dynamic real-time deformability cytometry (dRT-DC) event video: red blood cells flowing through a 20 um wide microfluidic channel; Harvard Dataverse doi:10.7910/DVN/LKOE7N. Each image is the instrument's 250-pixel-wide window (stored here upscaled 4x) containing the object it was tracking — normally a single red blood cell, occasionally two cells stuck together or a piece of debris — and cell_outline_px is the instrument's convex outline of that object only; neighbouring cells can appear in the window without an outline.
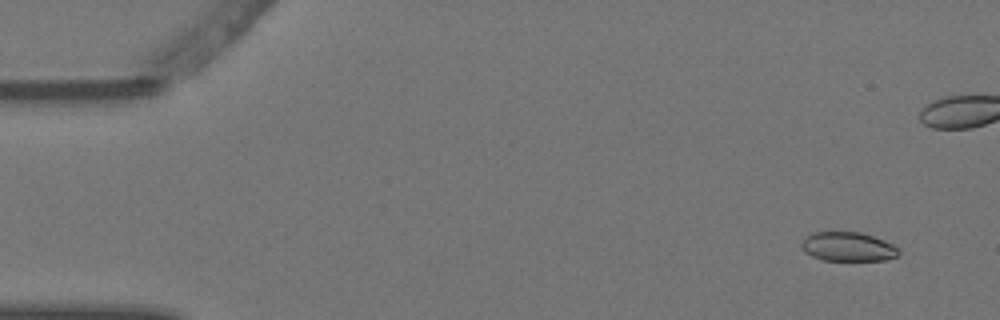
{"species": "Egyptian fruit bat (a non-hibernating species)", "species_latin": "Rousettus aegyptiacus", "temperature_condition": "warm", "stored_images_in_passage": 6, "camera_frame_rate_fps": 3000, "um_per_image_px": 0.085, "animal": {"sex": "female"}, "frame": {"image": 1, "passage_image": 2, "time_ms": 0.333, "image_size_px": [1000, 320], "cell_outline_px": [[900, 252], [896, 256], [888, 260], [820, 260], [804, 252], [800, 244], [804, 236], [812, 232], [860, 232], [884, 240], [892, 244]], "centroid_in_image_um": [72.02, 20.97], "position_along_channel_um": 13.0, "area_um2": 16.59}}